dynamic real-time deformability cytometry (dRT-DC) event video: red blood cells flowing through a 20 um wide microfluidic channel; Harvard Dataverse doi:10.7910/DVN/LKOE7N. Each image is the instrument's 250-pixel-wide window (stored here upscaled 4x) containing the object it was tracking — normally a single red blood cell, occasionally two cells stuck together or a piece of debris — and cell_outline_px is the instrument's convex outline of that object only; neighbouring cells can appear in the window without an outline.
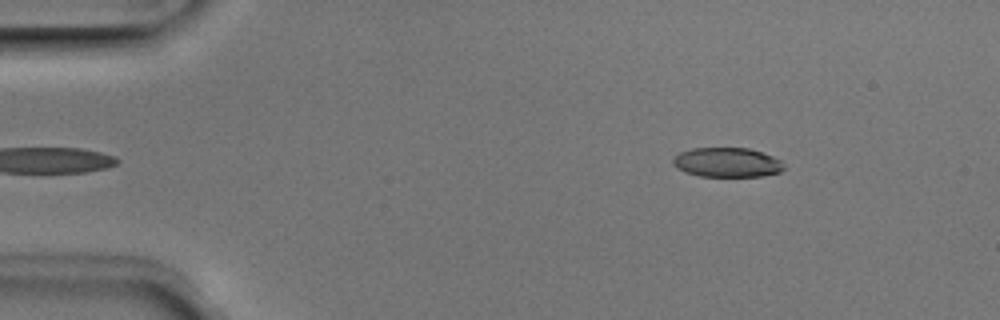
{"species": "Egyptian fruit bat (a non-hibernating species)", "species_latin": "Rousettus aegyptiacus", "temperature_condition": "room temperature", "stored_images_in_passage": 45, "camera_frame_rate_fps": 3000, "um_per_image_px": 0.085, "animal": {"sex": "male"}, "frame": {"image": 1, "passage_image": 1, "time_ms": 0.0, "image_size_px": [1000, 320], "cell_outline_px": [[784, 168], [780, 172], [760, 176], [700, 176], [684, 172], [676, 168], [672, 164], [672, 156], [680, 152], [692, 148], [748, 148], [772, 156], [780, 160], [784, 164]], "centroid_in_image_um": [61.75, 13.8], "position_along_channel_um": 23.3, "area_um2": 19.13}}
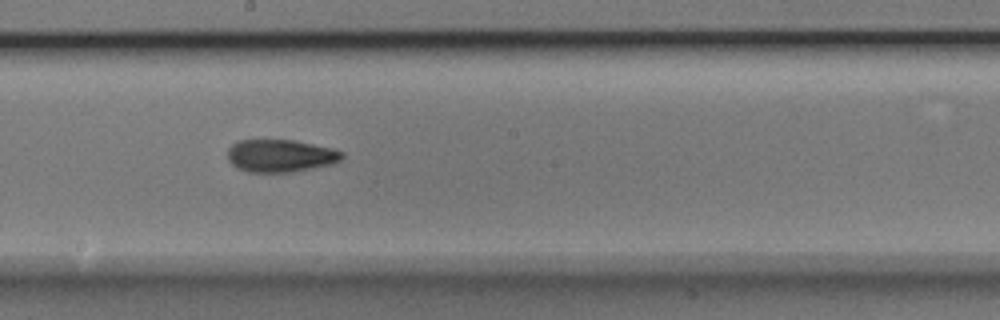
{"frame": {"image": 2, "passage_image": 22, "time_ms": 7.0, "image_size_px": [1000, 320], "cell_outline_px": [[344, 156], [340, 160], [332, 164], [292, 172], [248, 172], [236, 168], [228, 160], [228, 148], [236, 140], [292, 140], [332, 148], [344, 152]], "centroid_in_image_um": [23.82, 13.24], "position_along_channel_um": 224.4, "area_um2": 21.79}}
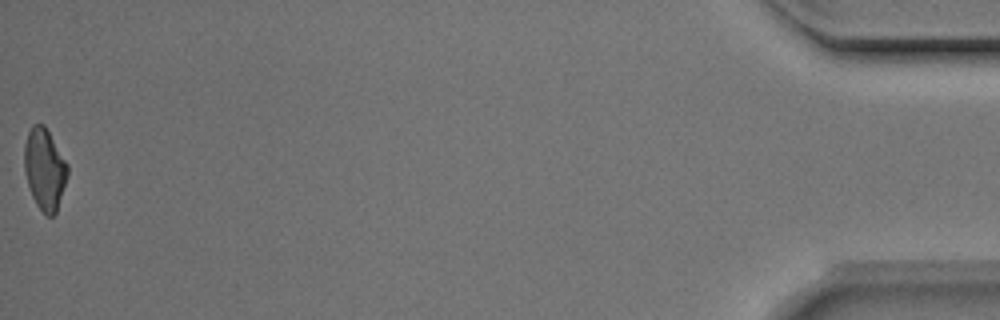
{"frame": {"image": 3, "passage_image": 45, "time_ms": 14.667, "image_size_px": [1000, 320], "cell_outline_px": [[68, 176], [56, 212], [52, 216], [48, 216], [36, 204], [32, 196], [24, 172], [24, 144], [28, 132], [32, 124], [44, 124], [68, 164]], "centroid_in_image_um": [3.79, 14.35], "position_along_channel_um": 431.4, "area_um2": 20.46}, "authors_computed_cell_mechanics": {"area_um2": 21.1548, "velocity_mm_per_s": 3.9791, "shape_relaxation_time_tau1_ms": 7.4054, "shape_relaxation_time_tau2_ms": 3.3804, "deformation_change_tau1": 0.2078, "deformation_change_tau2": 0.0915}}